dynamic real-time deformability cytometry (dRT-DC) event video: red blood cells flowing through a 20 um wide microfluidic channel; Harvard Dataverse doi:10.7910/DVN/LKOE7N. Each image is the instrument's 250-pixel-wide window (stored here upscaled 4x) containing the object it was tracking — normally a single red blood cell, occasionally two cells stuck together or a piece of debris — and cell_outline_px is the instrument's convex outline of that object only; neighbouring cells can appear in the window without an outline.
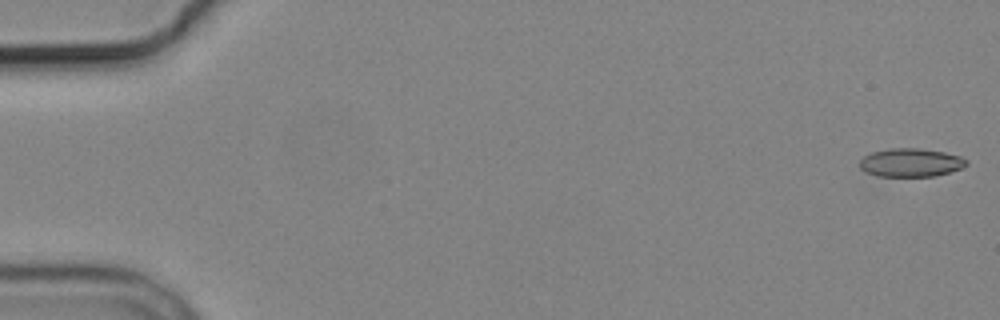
{"species": "common noctule bat (a hibernating species)", "species_latin": "Nyctalus noctula", "temperature_condition": "cold", "stored_images_in_passage": 6, "segment_of_instrument_passage": [1, 2], "camera_frame_rate_fps": 3000, "um_per_image_px": 0.085, "animal": {"sex": "male", "body_mass_g": 19.2, "forearm_length_mm": 51.8}, "frame": {"image": 1, "passage_image": 1, "time_ms": 0.0, "image_size_px": [1000, 320], "cell_outline_px": [[968, 164], [960, 168], [936, 176], [876, 176], [864, 172], [860, 168], [860, 160], [864, 156], [872, 152], [892, 148], [920, 148], [944, 152], [960, 156], [968, 160]], "centroid_in_image_um": [77.4, 13.82], "position_along_channel_um": 7.6, "area_um2": 17.69}}
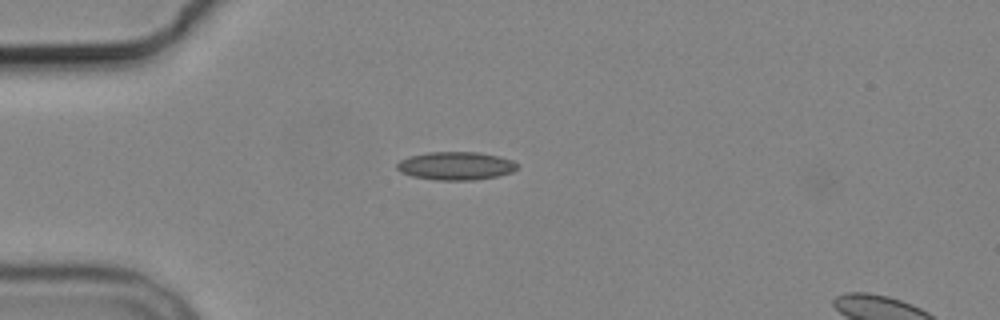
{"frame": {"image": 2, "passage_image": 5, "time_ms": 4.667, "image_size_px": [1000, 320], "cell_outline_px": [[516, 168], [512, 172], [496, 176], [472, 180], [436, 180], [412, 176], [400, 172], [396, 168], [396, 164], [400, 160], [408, 156], [428, 152], [480, 152], [500, 156], [512, 160], [516, 164]], "centroid_in_image_um": [38.7, 14.09], "position_along_channel_um": 46.3, "area_um2": 19.77}}